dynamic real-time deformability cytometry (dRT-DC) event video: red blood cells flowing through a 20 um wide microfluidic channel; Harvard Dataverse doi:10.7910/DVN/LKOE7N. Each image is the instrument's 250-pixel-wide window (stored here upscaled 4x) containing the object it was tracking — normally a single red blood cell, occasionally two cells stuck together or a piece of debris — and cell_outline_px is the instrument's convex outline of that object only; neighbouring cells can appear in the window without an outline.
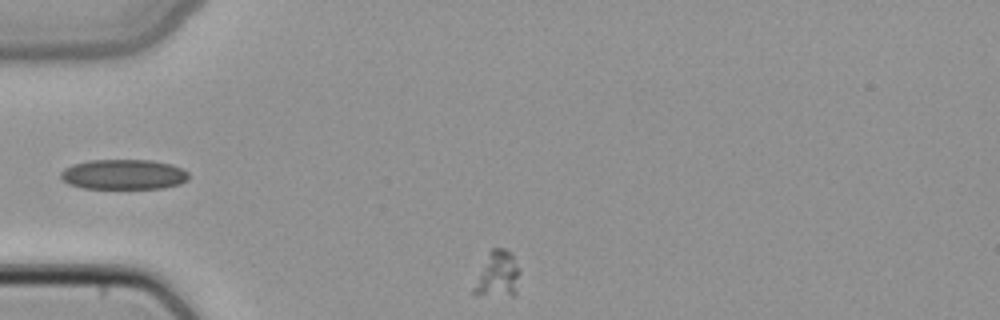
{"species": "common noctule bat (a hibernating species)", "species_latin": "Nyctalus noctula", "temperature_condition": "cold", "stored_images_in_passage": 5, "segment_of_instrument_passage": [2, 2], "camera_frame_rate_fps": 3000, "um_per_image_px": 0.085, "animal": {"sex": "female", "body_mass_g": 22.7, "forearm_length_mm": 54.2}, "frame": {"image": 1, "passage_image": 5, "time_ms": 1.333, "image_size_px": [1000, 320], "cell_outline_px": [[520, 272], [516, 296], [512, 296], [472, 292], [472, 288], [488, 252], [492, 248], [504, 248], [512, 256]], "centroid_in_image_um": [42.32, 23.32], "position_along_channel_um": 42.7, "area_um2": 11.96}}